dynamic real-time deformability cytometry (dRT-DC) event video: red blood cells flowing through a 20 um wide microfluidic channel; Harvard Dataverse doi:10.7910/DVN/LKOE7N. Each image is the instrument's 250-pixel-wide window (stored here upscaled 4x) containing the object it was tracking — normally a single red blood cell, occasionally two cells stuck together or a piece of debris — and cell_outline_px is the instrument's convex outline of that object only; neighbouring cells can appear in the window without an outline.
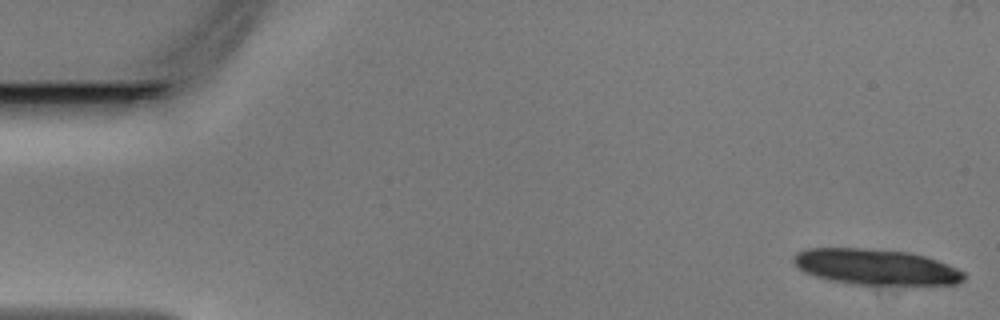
{"species": "Egyptian fruit bat (a non-hibernating species)", "species_latin": "Rousettus aegyptiacus", "temperature_condition": "warm", "stored_images_in_passage": 13, "camera_frame_rate_fps": 3000, "um_per_image_px": 0.085, "animal": {"sex": "male"}, "frame": {"image": 1, "passage_image": 1, "time_ms": 0.0, "image_size_px": [1000, 320], "cell_outline_px": [[964, 280], [956, 284], [856, 284], [832, 280], [816, 276], [804, 272], [792, 260], [792, 256], [796, 252], [804, 248], [864, 248], [908, 252], [924, 256], [948, 264], [964, 272]], "centroid_in_image_um": [74.41, 22.67], "position_along_channel_um": 10.6, "area_um2": 35.14}}